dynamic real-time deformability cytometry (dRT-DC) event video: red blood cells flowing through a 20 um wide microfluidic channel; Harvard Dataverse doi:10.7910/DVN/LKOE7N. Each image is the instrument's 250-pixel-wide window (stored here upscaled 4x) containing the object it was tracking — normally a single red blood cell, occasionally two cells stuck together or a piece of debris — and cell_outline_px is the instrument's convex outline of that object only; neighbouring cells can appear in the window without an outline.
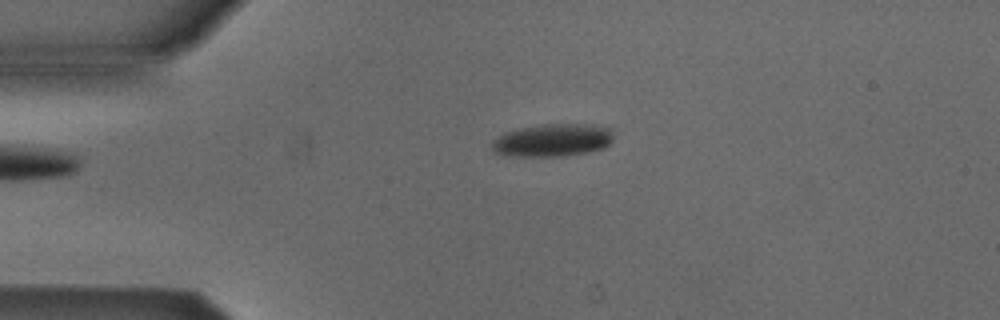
{"species": "Egyptian fruit bat (a non-hibernating species)", "species_latin": "Rousettus aegyptiacus", "temperature_condition": "cold", "stored_images_in_passage": 42, "camera_frame_rate_fps": 3000, "um_per_image_px": 0.085, "animal": {"sex": "male"}, "frame": {"image": 1, "passage_image": 1, "time_ms": 0.0, "image_size_px": [1000, 320], "cell_outline_px": [[612, 140], [604, 148], [584, 152], [560, 156], [516, 156], [496, 152], [492, 148], [492, 140], [504, 132], [520, 128], [544, 124], [592, 124], [612, 128]], "centroid_in_image_um": [46.99, 11.9], "position_along_channel_um": 38.0, "area_um2": 23.0}}
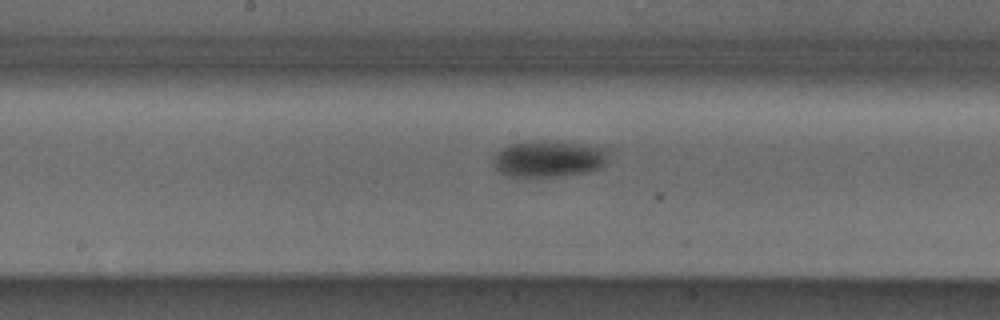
{"frame": {"image": 2, "passage_image": 16, "time_ms": 5.0, "image_size_px": [1000, 320], "cell_outline_px": [[608, 160], [600, 168], [584, 172], [564, 176], [508, 176], [500, 172], [492, 164], [492, 160], [496, 152], [512, 144], [528, 140], [564, 140], [608, 148]], "centroid_in_image_um": [46.67, 13.46], "position_along_channel_um": 201.5, "area_um2": 25.03}}
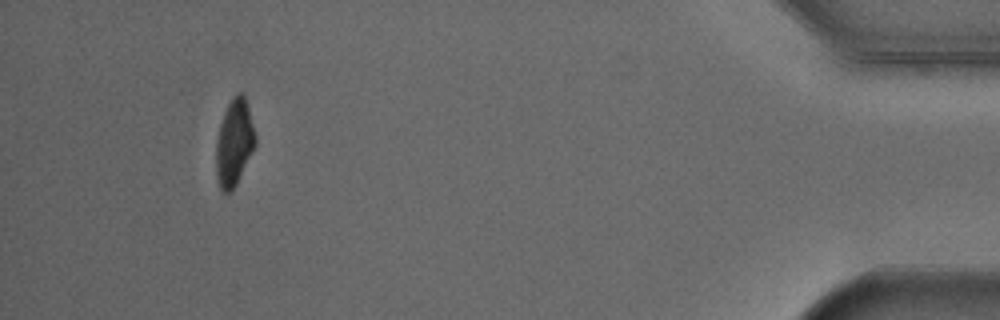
{"frame": {"image": 3, "passage_image": 38, "time_ms": 12.333, "image_size_px": [1000, 320], "cell_outline_px": [[256, 144], [236, 184], [228, 192], [224, 192], [220, 188], [216, 176], [216, 140], [220, 124], [224, 112], [232, 96], [236, 92], [244, 92], [256, 136]], "centroid_in_image_um": [19.91, 12.07], "position_along_channel_um": 415.3, "area_um2": 19.71}, "authors_computed_cell_mechanics": {"area_um2": 23.6402, "velocity_mm_per_s": 3.8917, "shape_relaxation_time_tau1_ms": 2.7627, "shape_relaxation_time_tau2_ms": null, "deformation_change_tau1": 0.1344, "deformation_change_tau2": null}}